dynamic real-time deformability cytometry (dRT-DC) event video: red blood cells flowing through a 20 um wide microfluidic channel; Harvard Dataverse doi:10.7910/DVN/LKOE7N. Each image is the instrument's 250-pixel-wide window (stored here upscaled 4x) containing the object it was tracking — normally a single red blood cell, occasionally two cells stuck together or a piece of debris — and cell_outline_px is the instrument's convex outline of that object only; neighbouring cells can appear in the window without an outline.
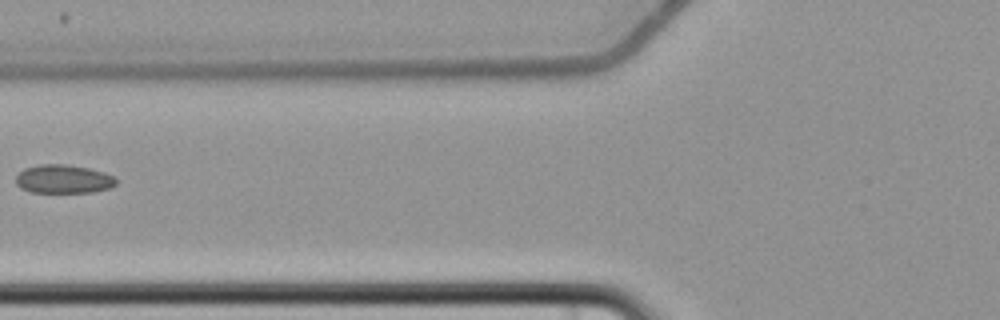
{"species": "common noctule bat (a hibernating species)", "species_latin": "Nyctalus noctula", "temperature_condition": "cold", "stored_images_in_passage": 6, "camera_frame_rate_fps": 3000, "um_per_image_px": 0.085, "animal": {"sex": "female", "body_mass_g": 22.7, "forearm_length_mm": 54.2}, "frame": {"image": 1, "passage_image": 6, "time_ms": 6.667, "image_size_px": [1000, 320], "cell_outline_px": [[116, 184], [108, 188], [92, 192], [32, 192], [20, 188], [16, 184], [16, 176], [24, 168], [40, 164], [64, 164], [88, 168], [104, 172], [116, 176]], "centroid_in_image_um": [5.39, 15.21], "position_along_channel_um": 120.4, "area_um2": 16.7}}